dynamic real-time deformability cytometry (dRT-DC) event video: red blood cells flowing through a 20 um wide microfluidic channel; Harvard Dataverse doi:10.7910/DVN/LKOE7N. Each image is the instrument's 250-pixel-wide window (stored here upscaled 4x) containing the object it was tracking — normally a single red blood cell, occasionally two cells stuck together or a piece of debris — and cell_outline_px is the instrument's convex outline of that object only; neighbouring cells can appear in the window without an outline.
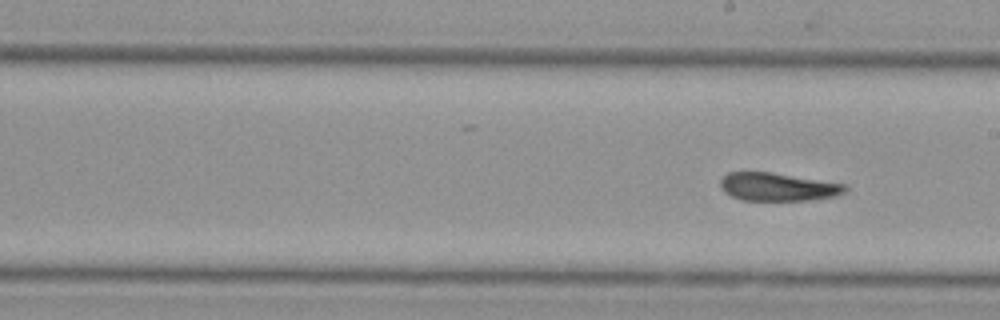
{"species": "Egyptian fruit bat (a non-hibernating species)", "species_latin": "Rousettus aegyptiacus", "temperature_condition": "cold", "stored_images_in_passage": 9, "segment_of_instrument_passage": [2, 2], "camera_frame_rate_fps": 3000, "um_per_image_px": 0.085, "animal": {"sex": "female"}, "frame": {"image": 1, "passage_image": 9, "time_ms": 2.667, "image_size_px": [1000, 320], "cell_outline_px": [[848, 188], [844, 192], [836, 196], [808, 200], [740, 200], [724, 192], [720, 188], [720, 176], [728, 172], [772, 172], [844, 184]], "centroid_in_image_um": [66.05, 15.88], "position_along_channel_um": 222.9, "area_um2": 20.46}}